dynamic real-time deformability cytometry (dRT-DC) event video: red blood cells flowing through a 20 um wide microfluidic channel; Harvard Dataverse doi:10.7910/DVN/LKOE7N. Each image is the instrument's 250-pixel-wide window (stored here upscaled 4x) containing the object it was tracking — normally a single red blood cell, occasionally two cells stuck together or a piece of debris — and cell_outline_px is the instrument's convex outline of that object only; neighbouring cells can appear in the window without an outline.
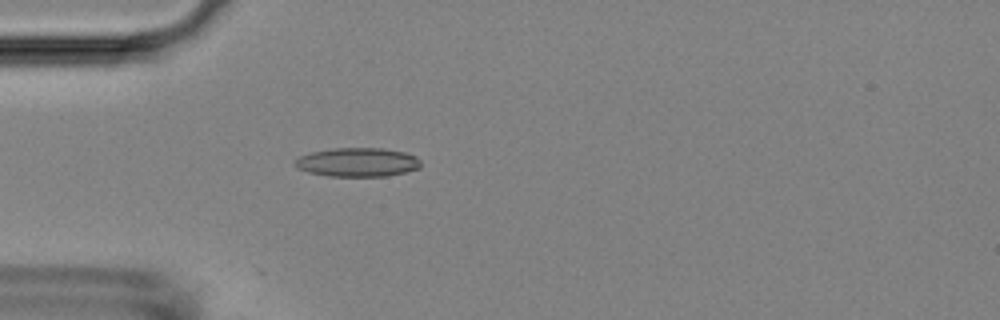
{"species": "Egyptian fruit bat (a non-hibernating species)", "species_latin": "Rousettus aegyptiacus", "temperature_condition": "room temperature", "stored_images_in_passage": 53, "camera_frame_rate_fps": 3000, "um_per_image_px": 0.085, "animal": {"sex": "female"}, "frame": {"image": 1, "passage_image": 15, "time_ms": 4.667, "image_size_px": [1000, 320], "cell_outline_px": [[420, 168], [388, 176], [328, 176], [308, 172], [296, 168], [292, 164], [292, 160], [300, 156], [312, 152], [332, 148], [384, 148], [404, 152], [416, 156], [420, 160]], "centroid_in_image_um": [30.35, 13.79], "position_along_channel_um": 54.6, "area_um2": 21.39}}
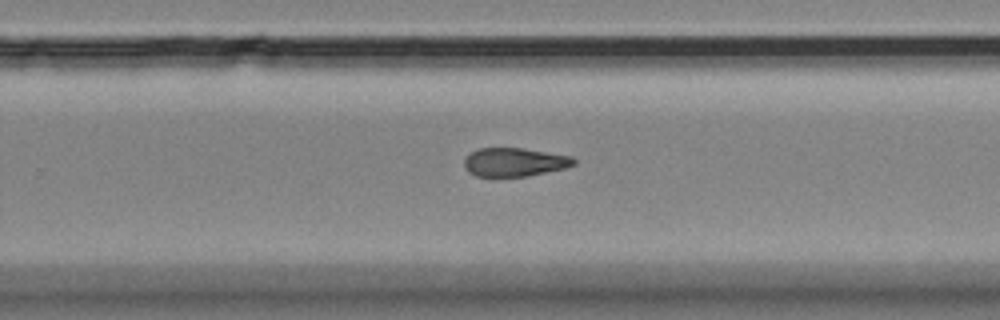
{"frame": {"image": 2, "passage_image": 34, "time_ms": 11.0, "image_size_px": [1000, 320], "cell_outline_px": [[576, 164], [564, 168], [528, 176], [476, 176], [468, 172], [464, 168], [464, 160], [476, 148], [520, 148], [572, 156], [576, 160]], "centroid_in_image_um": [43.72, 13.78], "position_along_channel_um": 286.1, "area_um2": 18.15}}
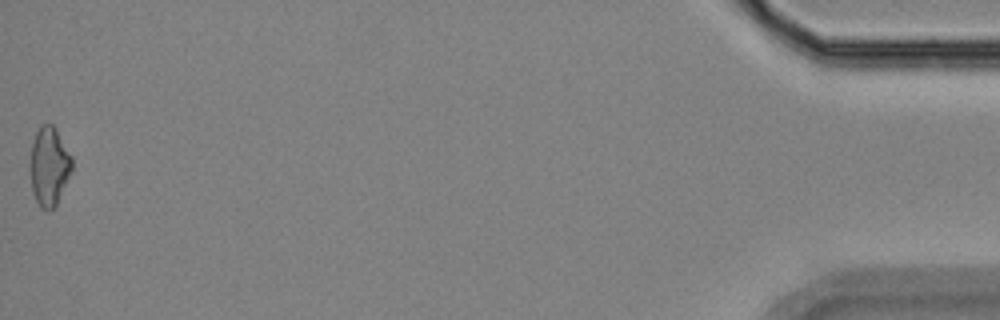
{"frame": {"image": 3, "passage_image": 53, "time_ms": 17.333, "image_size_px": [1000, 320], "cell_outline_px": [[72, 172], [56, 204], [48, 212], [40, 208], [32, 192], [28, 168], [28, 164], [32, 144], [36, 132], [40, 124], [52, 124], [56, 128], [72, 156]], "centroid_in_image_um": [4.15, 14.14], "position_along_channel_um": 431.0, "area_um2": 19.71}, "authors_computed_cell_mechanics": {"area_um2": 19.363, "velocity_mm_per_s": 3.7509, "shape_relaxation_time_tau1_ms": null, "shape_relaxation_time_tau2_ms": 3.9213, "deformation_change_tau1": null, "deformation_change_tau2": 0.1283}}